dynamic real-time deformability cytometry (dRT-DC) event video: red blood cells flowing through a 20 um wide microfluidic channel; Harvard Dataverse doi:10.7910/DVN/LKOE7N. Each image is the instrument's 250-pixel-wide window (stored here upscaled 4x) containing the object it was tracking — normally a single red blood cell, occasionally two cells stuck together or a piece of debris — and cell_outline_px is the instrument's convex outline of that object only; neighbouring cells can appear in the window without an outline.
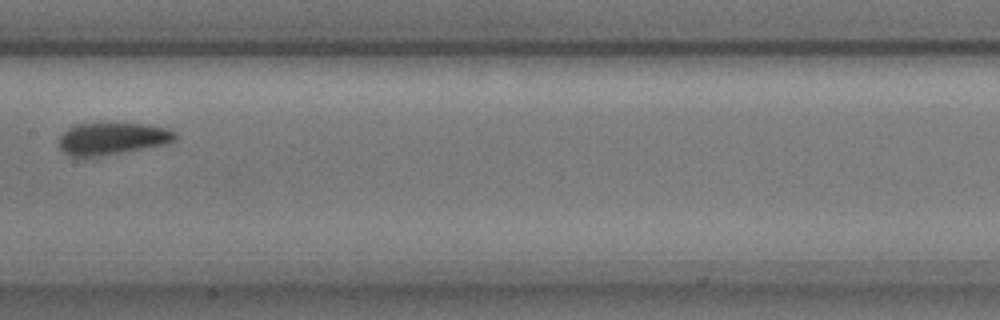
{"species": "common noctule bat (a hibernating species)", "species_latin": "Nyctalus noctula", "temperature_condition": "cold", "stored_images_in_passage": 9, "camera_frame_rate_fps": 3000, "um_per_image_px": 0.085, "animal": {"sex": "male", "body_mass_g": 17.9, "forearm_length_mm": 54.2}, "frame": {"image": 1, "passage_image": 8, "time_ms": 2.333, "image_size_px": [1000, 320], "cell_outline_px": [[180, 136], [176, 140], [168, 144], [84, 160], [68, 156], [60, 148], [60, 136], [72, 124], [148, 124], [168, 128], [176, 132]], "centroid_in_image_um": [9.56, 11.83], "position_along_channel_um": 197.8, "area_um2": 22.54}}
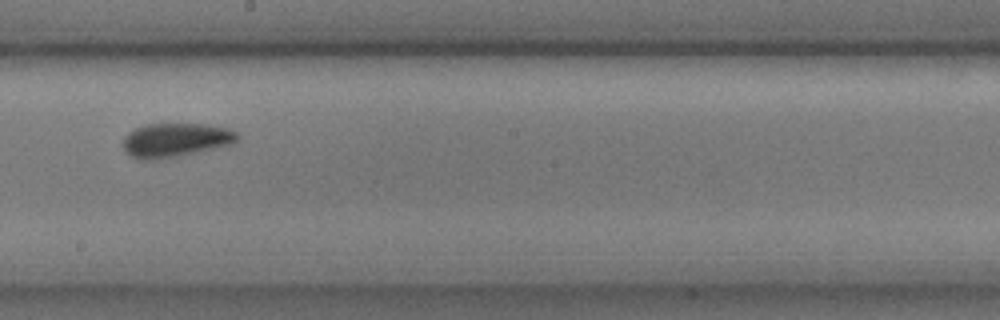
{"frame": {"image": 2, "passage_image": 9, "time_ms": 2.667, "image_size_px": [1000, 320], "cell_outline_px": [[240, 136], [232, 144], [176, 156], [156, 160], [140, 160], [132, 156], [124, 148], [124, 136], [128, 132], [136, 128], [148, 124], [208, 124], [228, 128], [240, 132]], "centroid_in_image_um": [14.95, 11.89], "position_along_channel_um": 233.3, "area_um2": 22.48}}